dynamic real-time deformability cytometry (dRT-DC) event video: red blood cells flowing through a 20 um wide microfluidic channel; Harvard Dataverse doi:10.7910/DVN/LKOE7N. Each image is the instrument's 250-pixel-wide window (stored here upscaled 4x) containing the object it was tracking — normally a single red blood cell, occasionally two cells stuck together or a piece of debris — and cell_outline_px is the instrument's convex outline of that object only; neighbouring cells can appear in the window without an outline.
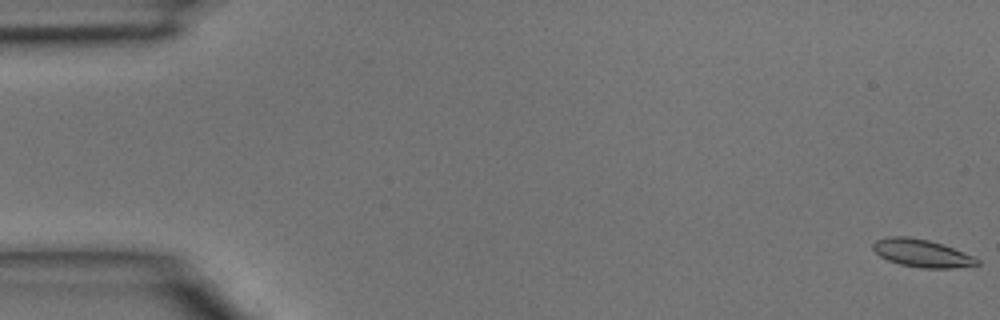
{"species": "common noctule bat (a hibernating species)", "species_latin": "Nyctalus noctula", "temperature_condition": "room temperature", "stored_images_in_passage": 5, "camera_frame_rate_fps": 3000, "um_per_image_px": 0.085, "animal": {"sex": "male", "body_mass_g": 15.6}, "frame": {"image": 1, "passage_image": 5, "time_ms": 1.333, "image_size_px": [1000, 320], "cell_outline_px": [[980, 264], [952, 268], [920, 268], [900, 264], [888, 260], [880, 256], [872, 248], [872, 244], [876, 240], [888, 236], [908, 236], [928, 240], [952, 248], [972, 256], [980, 260]], "centroid_in_image_um": [78.32, 21.52], "position_along_channel_um": 6.7, "area_um2": 16.65}}